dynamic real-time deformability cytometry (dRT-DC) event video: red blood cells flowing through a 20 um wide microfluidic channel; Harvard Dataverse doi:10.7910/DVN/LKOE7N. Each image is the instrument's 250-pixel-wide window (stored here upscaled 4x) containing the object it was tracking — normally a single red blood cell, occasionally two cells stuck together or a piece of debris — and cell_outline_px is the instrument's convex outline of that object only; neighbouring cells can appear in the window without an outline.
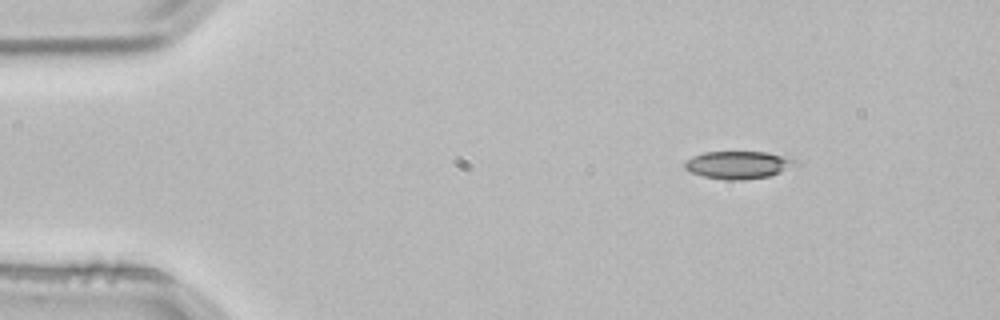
{"species": "common noctule bat (a hibernating species)", "species_latin": "Nyctalus noctula", "temperature_condition": "room temperature", "stored_images_in_passage": 3, "segment_of_instrument_passage": [1, 2], "camera_frame_rate_fps": 3000, "um_per_image_px": 0.085, "animal": {"sex": "male", "body_mass_g": 21.5, "forearm_length_mm": 52.0}, "frame": {"image": 1, "passage_image": 1, "time_ms": 0.0, "image_size_px": [1000, 320], "cell_outline_px": [[796, 160], [780, 172], [768, 176], [744, 180], [728, 180], [704, 176], [692, 172], [684, 168], [684, 160], [692, 156], [704, 152], [768, 152]], "centroid_in_image_um": [62.63, 14.01], "position_along_channel_um": 22.4, "area_um2": 17.4}}